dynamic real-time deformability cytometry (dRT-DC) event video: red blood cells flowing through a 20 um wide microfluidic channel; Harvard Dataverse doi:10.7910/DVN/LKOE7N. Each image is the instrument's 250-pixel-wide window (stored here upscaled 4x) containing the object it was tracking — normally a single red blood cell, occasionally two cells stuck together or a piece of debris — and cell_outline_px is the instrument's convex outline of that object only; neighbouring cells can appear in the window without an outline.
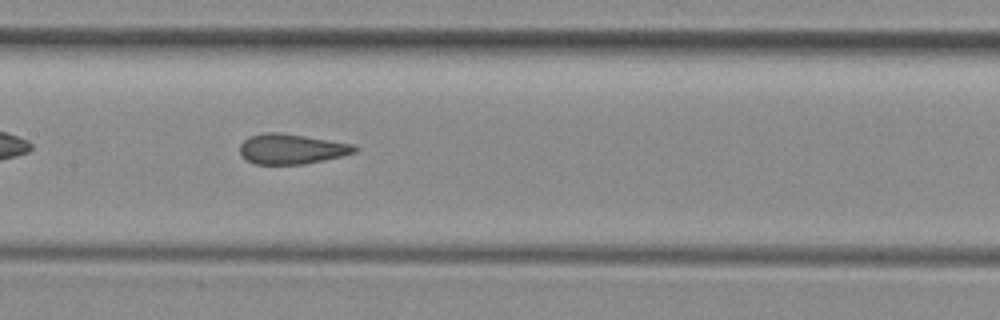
{"species": "common noctule bat (a hibernating species)", "species_latin": "Nyctalus noctula", "temperature_condition": "room temperature", "stored_images_in_passage": 29, "camera_frame_rate_fps": 3000, "um_per_image_px": 0.085, "animal": {"sex": "female", "body_mass_g": 29.2, "forearm_length_mm": 56.3}, "frame": {"image": 1, "passage_image": 25, "time_ms": 8.0, "image_size_px": [1000, 320], "cell_outline_px": [[360, 148], [356, 152], [344, 156], [304, 164], [252, 164], [240, 152], [240, 144], [244, 140], [252, 136], [264, 132], [280, 132], [352, 144]], "centroid_in_image_um": [24.81, 12.67], "position_along_channel_um": 182.6, "area_um2": 20.06}}